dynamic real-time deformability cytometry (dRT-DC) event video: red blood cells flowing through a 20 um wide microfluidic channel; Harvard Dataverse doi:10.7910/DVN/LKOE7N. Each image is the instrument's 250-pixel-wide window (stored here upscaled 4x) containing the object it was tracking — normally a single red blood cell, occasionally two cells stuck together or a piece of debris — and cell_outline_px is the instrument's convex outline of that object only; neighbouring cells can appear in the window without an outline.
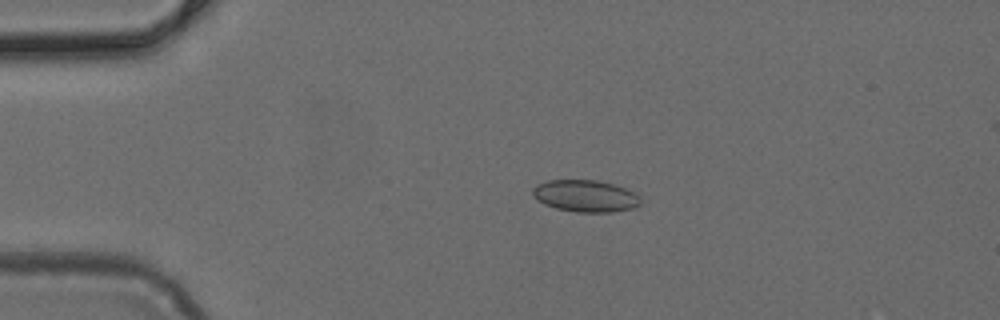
{"species": "common noctule bat (a hibernating species)", "species_latin": "Nyctalus noctula", "temperature_condition": "cold", "stored_images_in_passage": 4, "camera_frame_rate_fps": 3000, "um_per_image_px": 0.085, "animal": {"sex": "female", "body_mass_g": 24.6, "forearm_length_mm": 56.2}, "frame": {"image": 1, "passage_image": 3, "time_ms": 0.667, "image_size_px": [1000, 320], "cell_outline_px": [[640, 204], [636, 208], [612, 212], [576, 212], [556, 208], [544, 204], [536, 200], [532, 192], [532, 188], [536, 184], [548, 180], [596, 180], [616, 184], [640, 196]], "centroid_in_image_um": [49.75, 16.66], "position_along_channel_um": 35.2, "area_um2": 20.23}}
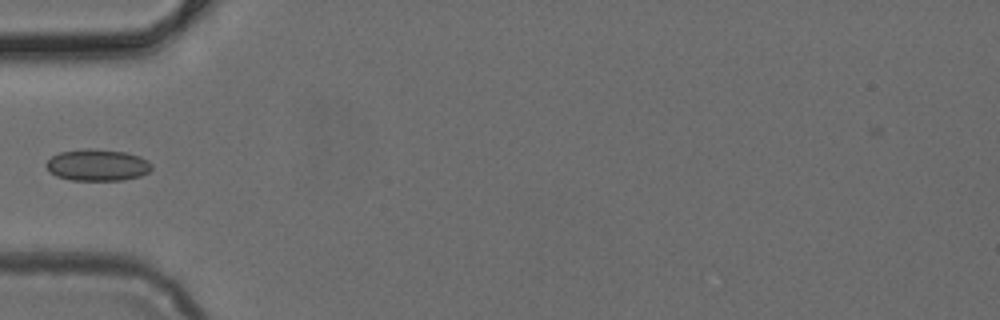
{"frame": {"image": 2, "passage_image": 4, "time_ms": 1.0, "image_size_px": [1000, 320], "cell_outline_px": [[152, 168], [148, 172], [140, 176], [124, 180], [72, 180], [56, 176], [48, 172], [44, 164], [52, 156], [60, 152], [84, 148], [92, 148], [128, 152], [140, 156], [148, 160], [152, 164]], "centroid_in_image_um": [8.27, 14.02], "position_along_channel_um": 76.7, "area_um2": 19.77}}